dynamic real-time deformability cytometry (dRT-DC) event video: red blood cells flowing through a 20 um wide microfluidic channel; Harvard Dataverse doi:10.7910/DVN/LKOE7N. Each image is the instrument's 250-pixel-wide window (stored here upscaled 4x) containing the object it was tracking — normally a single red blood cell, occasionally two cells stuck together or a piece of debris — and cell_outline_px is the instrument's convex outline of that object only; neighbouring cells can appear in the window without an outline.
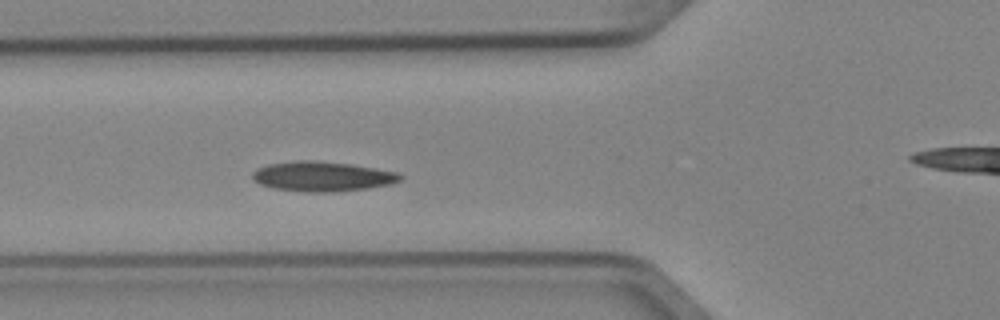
{"species": "Egyptian fruit bat (a non-hibernating species)", "species_latin": "Rousettus aegyptiacus", "temperature_condition": "cold", "stored_images_in_passage": 3, "camera_frame_rate_fps": 3000, "um_per_image_px": 0.085, "animal": {"sex": "female"}, "frame": {"image": 1, "passage_image": 2, "time_ms": 0.333, "image_size_px": [1000, 320], "cell_outline_px": [[404, 176], [400, 180], [392, 184], [368, 188], [332, 192], [304, 192], [272, 188], [260, 184], [252, 176], [252, 172], [256, 168], [268, 164], [300, 160], [312, 160], [352, 164], [400, 172]], "centroid_in_image_um": [27.43, 14.99], "position_along_channel_um": 98.4, "area_um2": 25.89}}